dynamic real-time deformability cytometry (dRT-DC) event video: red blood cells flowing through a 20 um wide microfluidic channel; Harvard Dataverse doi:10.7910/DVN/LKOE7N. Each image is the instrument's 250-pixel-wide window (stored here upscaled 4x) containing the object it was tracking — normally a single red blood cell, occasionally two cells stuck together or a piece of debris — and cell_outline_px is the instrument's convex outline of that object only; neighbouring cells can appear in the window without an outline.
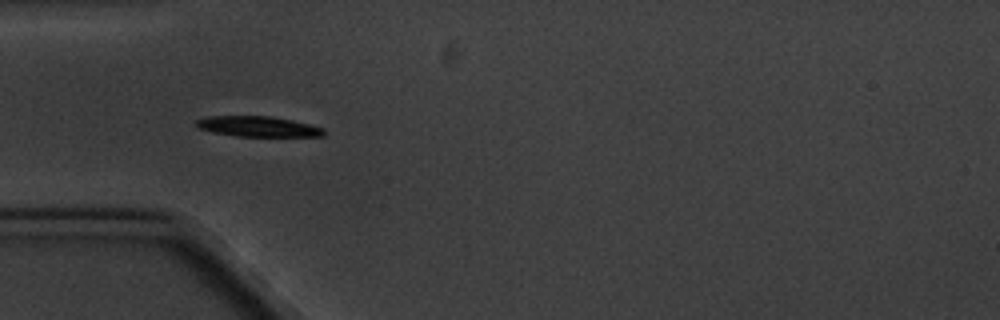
{"species": "common noctule bat (a hibernating species)", "species_latin": "Nyctalus noctula", "temperature_condition": "cold", "stored_images_in_passage": 8, "camera_frame_rate_fps": 3000, "um_per_image_px": 0.085, "animal": {"sex": "male", "body_mass_g": 20.1, "forearm_length_mm": 53.5}, "frame": {"image": 1, "passage_image": 6, "time_ms": 5.667, "image_size_px": [1000, 320], "cell_outline_px": [[324, 136], [236, 136], [212, 132], [200, 128], [196, 124], [196, 120], [208, 116], [272, 116], [292, 120], [324, 128]], "centroid_in_image_um": [21.93, 10.75], "position_along_channel_um": 63.1, "area_um2": 15.03}}